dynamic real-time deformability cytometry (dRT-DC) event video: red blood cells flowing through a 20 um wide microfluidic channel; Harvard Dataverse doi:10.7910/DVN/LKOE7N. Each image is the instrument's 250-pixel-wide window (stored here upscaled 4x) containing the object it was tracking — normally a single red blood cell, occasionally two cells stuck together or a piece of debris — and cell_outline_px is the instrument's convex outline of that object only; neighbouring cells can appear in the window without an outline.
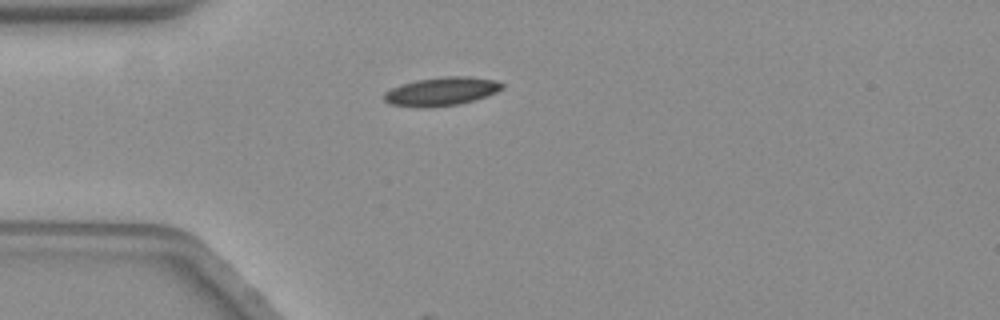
{"species": "common noctule bat (a hibernating species)", "species_latin": "Nyctalus noctula", "temperature_condition": "warm", "stored_images_in_passage": 8, "camera_frame_rate_fps": 3000, "um_per_image_px": 0.085, "animal": {"sex": "female", "body_mass_g": 19.3, "forearm_length_mm": 54.1}, "frame": {"image": 1, "passage_image": 1, "time_ms": 0.0, "image_size_px": [1000, 320], "cell_outline_px": [[504, 88], [488, 96], [476, 100], [460, 104], [432, 108], [416, 108], [392, 104], [384, 100], [384, 92], [400, 84], [416, 80], [444, 76], [468, 76], [496, 80], [504, 84]], "centroid_in_image_um": [37.54, 7.78], "position_along_channel_um": 47.5, "area_um2": 20.0}}
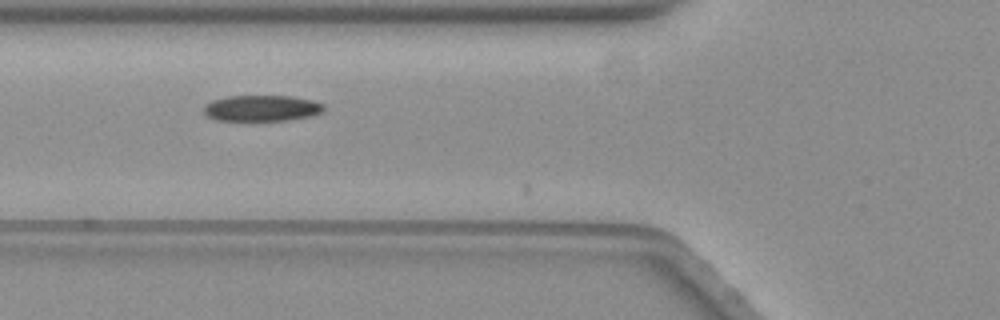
{"frame": {"image": 2, "passage_image": 7, "time_ms": 2.0, "image_size_px": [1000, 320], "cell_outline_px": [[324, 112], [312, 116], [284, 120], [216, 120], [208, 116], [204, 112], [204, 104], [212, 100], [228, 96], [292, 96], [312, 100], [324, 104]], "centroid_in_image_um": [22.26, 9.19], "position_along_channel_um": 103.5, "area_um2": 18.21}}